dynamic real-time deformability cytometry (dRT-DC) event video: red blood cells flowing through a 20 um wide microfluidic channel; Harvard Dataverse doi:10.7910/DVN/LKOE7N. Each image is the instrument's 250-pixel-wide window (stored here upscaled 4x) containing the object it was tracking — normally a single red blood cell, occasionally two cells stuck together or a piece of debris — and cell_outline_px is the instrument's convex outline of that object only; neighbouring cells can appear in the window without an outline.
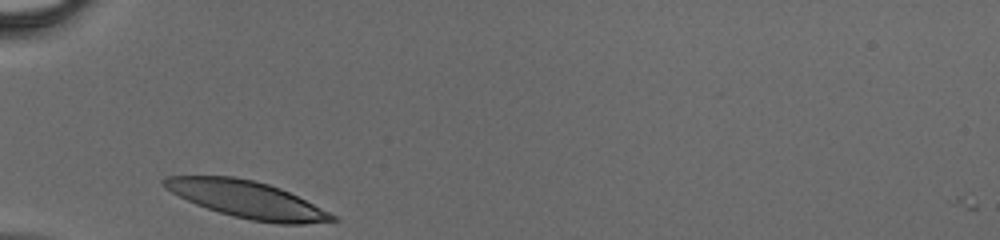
{"species": "human", "species_latin": "Homo sapiens", "temperature_condition": "cold", "stored_images_in_passage": 24, "camera_frame_rate_fps": 3000, "um_per_image_px": 0.085, "donor": {"sex": "male"}, "frame": {"image": 1, "passage_image": 1, "time_ms": 0.0, "image_size_px": [1000, 240], "cell_outline_px": [[340, 220], [304, 224], [276, 224], [252, 220], [232, 216], [196, 204], [164, 188], [160, 184], [160, 180], [168, 176], [232, 176], [252, 180], [268, 184], [280, 188], [336, 216]], "centroid_in_image_um": [20.96, 16.95], "position_along_channel_um": 64.0, "area_um2": 35.78}}
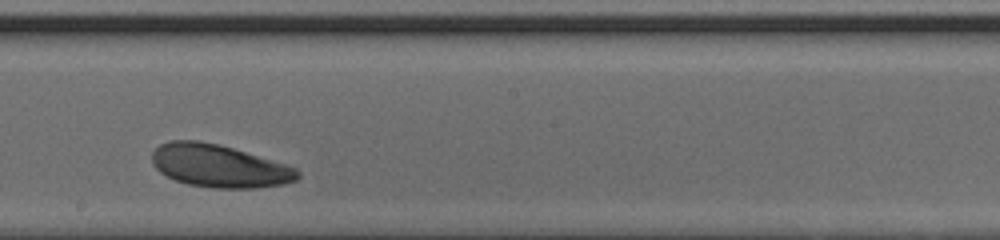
{"frame": {"image": 2, "passage_image": 13, "time_ms": 4.0, "image_size_px": [1000, 240], "cell_outline_px": [[300, 176], [296, 180], [284, 184], [256, 188], [212, 188], [188, 184], [176, 180], [160, 172], [152, 164], [152, 152], [160, 144], [172, 140], [200, 140], [220, 144], [288, 164], [296, 168], [300, 172]], "centroid_in_image_um": [18.65, 14.1], "position_along_channel_um": 229.5, "area_um2": 36.53}}
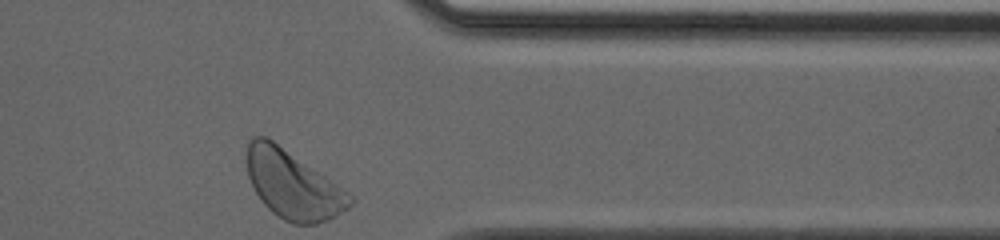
{"frame": {"image": 3, "passage_image": 24, "time_ms": 7.667, "image_size_px": [1000, 240], "cell_outline_px": [[356, 200], [348, 208], [328, 220], [316, 224], [292, 224], [284, 220], [272, 212], [264, 204], [256, 192], [248, 176], [244, 160], [244, 156], [248, 140], [252, 136], [264, 136], [272, 140], [348, 192]], "centroid_in_image_um": [24.84, 15.7], "position_along_channel_um": 386.6, "area_um2": 40.81}}